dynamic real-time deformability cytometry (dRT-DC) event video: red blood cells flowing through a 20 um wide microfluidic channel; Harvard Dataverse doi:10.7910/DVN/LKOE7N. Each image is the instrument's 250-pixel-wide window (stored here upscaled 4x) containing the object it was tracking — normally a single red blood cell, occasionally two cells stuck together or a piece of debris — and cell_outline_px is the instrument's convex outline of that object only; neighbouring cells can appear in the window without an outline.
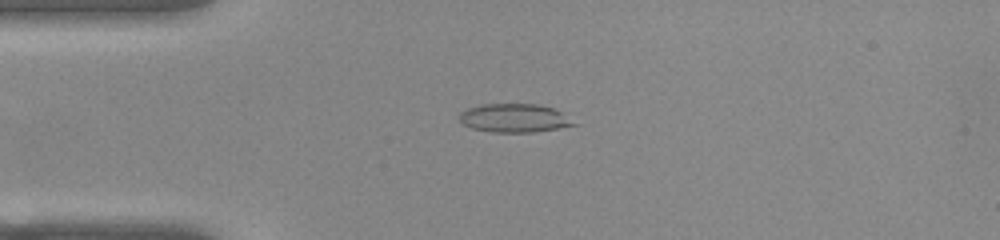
{"species": "common noctule bat (a hibernating species)", "species_latin": "Nyctalus noctula", "temperature_condition": "warm", "stored_images_in_passage": 42, "camera_frame_rate_fps": 3000, "um_per_image_px": 0.085, "animal": {"sex": "female", "body_mass_g": 22.0, "forearm_length_mm": 56.7}, "frame": {"image": 1, "passage_image": 2, "time_ms": 0.333, "image_size_px": [1000, 240], "cell_outline_px": [[580, 124], [532, 132], [492, 132], [472, 128], [464, 124], [460, 120], [460, 112], [468, 108], [480, 104], [536, 104], [552, 108], [560, 112]], "centroid_in_image_um": [43.71, 10.03], "position_along_channel_um": 41.3, "area_um2": 18.84}}
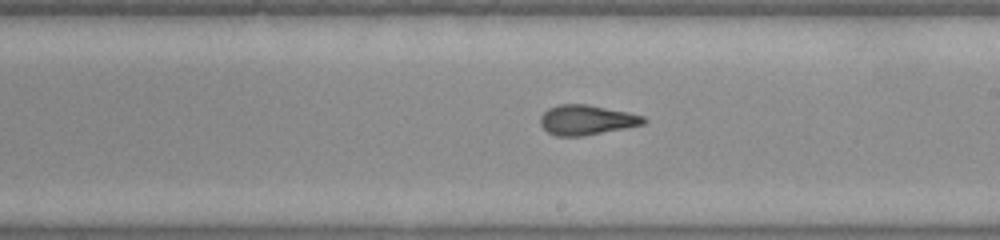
{"frame": {"image": 2, "passage_image": 19, "time_ms": 6.0, "image_size_px": [1000, 240], "cell_outline_px": [[648, 120], [644, 124], [624, 128], [580, 136], [556, 136], [548, 132], [540, 124], [540, 116], [548, 108], [560, 104], [588, 104], [628, 112], [644, 116]], "centroid_in_image_um": [49.85, 10.18], "position_along_channel_um": 239.1, "area_um2": 17.92}}
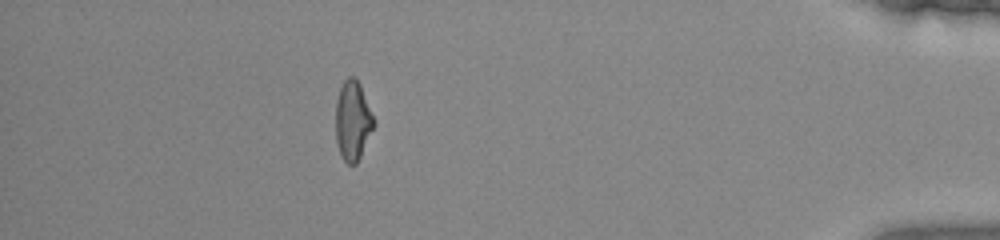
{"frame": {"image": 3, "passage_image": 36, "time_ms": 11.667, "image_size_px": [1000, 240], "cell_outline_px": [[376, 124], [356, 164], [348, 164], [344, 160], [340, 152], [336, 140], [336, 100], [340, 88], [344, 80], [348, 76], [352, 76], [360, 84], [376, 120]], "centroid_in_image_um": [30.0, 10.24], "position_along_channel_um": 405.2, "area_um2": 17.69}, "authors_computed_cell_mechanics": {"area_um2": 17.8602, "velocity_mm_per_s": 3.8725, "shape_relaxation_time_tau1_ms": 9.2921, "shape_relaxation_time_tau2_ms": 2.1452, "deformation_change_tau1": 0.2905, "deformation_change_tau2": 0.1154}}